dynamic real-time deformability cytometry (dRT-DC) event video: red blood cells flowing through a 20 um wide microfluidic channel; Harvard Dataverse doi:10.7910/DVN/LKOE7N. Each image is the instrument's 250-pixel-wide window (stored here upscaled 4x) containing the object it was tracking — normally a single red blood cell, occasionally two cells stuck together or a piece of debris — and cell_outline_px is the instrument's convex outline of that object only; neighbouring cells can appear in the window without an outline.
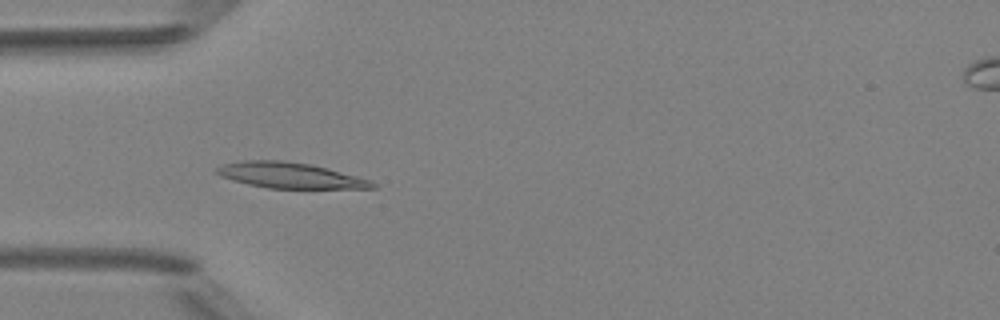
{"species": "Egyptian fruit bat (a non-hibernating species)", "species_latin": "Rousettus aegyptiacus", "temperature_condition": "room temperature", "stored_images_in_passage": 4, "camera_frame_rate_fps": 3000, "um_per_image_px": 0.085, "animal": {"sex": "female"}, "frame": {"image": 1, "passage_image": 3, "time_ms": 2.333, "image_size_px": [1000, 320], "cell_outline_px": [[376, 188], [268, 188], [248, 184], [232, 180], [220, 176], [216, 172], [216, 168], [220, 164], [244, 160], [284, 160], [308, 164], [372, 180], [376, 184]], "centroid_in_image_um": [24.59, 14.9], "position_along_channel_um": 60.4, "area_um2": 23.06}}
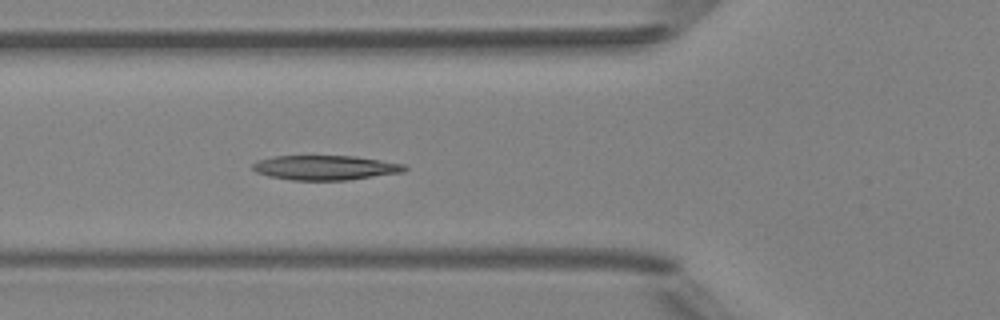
{"frame": {"image": 2, "passage_image": 4, "time_ms": 3.333, "image_size_px": [1000, 320], "cell_outline_px": [[408, 168], [404, 172], [348, 180], [292, 180], [268, 176], [256, 172], [252, 168], [252, 164], [256, 160], [272, 156], [356, 156], [404, 164]], "centroid_in_image_um": [27.63, 14.25], "position_along_channel_um": 98.2, "area_um2": 21.91}}